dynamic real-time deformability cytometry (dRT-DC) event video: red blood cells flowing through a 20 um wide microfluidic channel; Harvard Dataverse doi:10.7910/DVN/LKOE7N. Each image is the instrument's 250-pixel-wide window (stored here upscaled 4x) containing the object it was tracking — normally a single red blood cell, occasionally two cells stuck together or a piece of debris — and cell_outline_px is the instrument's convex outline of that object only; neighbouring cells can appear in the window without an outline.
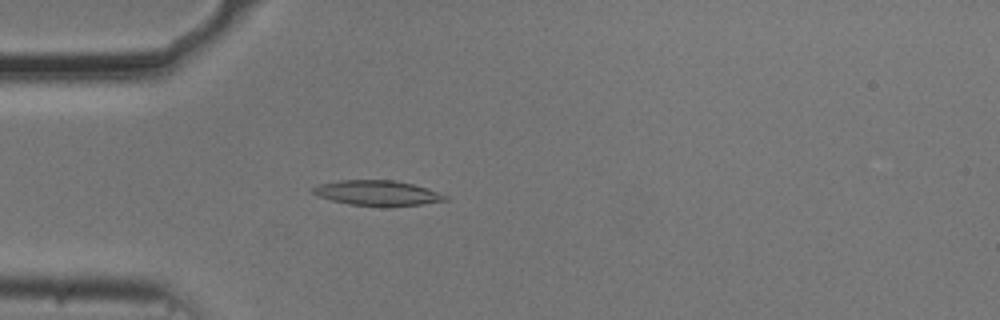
{"species": "common noctule bat (a hibernating species)", "species_latin": "Nyctalus noctula", "temperature_condition": "cold", "stored_images_in_passage": 28, "camera_frame_rate_fps": 3000, "um_per_image_px": 0.085, "animal": {"sex": "male", "body_mass_g": 20.5, "forearm_length_mm": 52.5}, "frame": {"image": 1, "passage_image": 14, "time_ms": 4.333, "image_size_px": [1000, 320], "cell_outline_px": [[448, 200], [420, 204], [348, 204], [332, 200], [320, 196], [312, 192], [312, 188], [320, 184], [340, 180], [392, 180], [412, 184], [428, 188], [448, 196]], "centroid_in_image_um": [32.08, 16.37], "position_along_channel_um": 52.9, "area_um2": 18.5}}
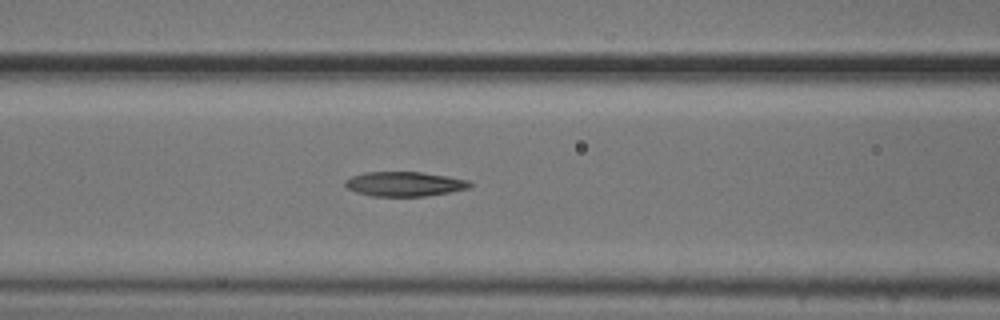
{"frame": {"image": 2, "passage_image": 21, "time_ms": 6.667, "image_size_px": [1000, 320], "cell_outline_px": [[472, 184], [468, 188], [448, 192], [424, 196], [372, 196], [356, 192], [348, 188], [344, 184], [344, 180], [352, 176], [364, 172], [420, 172], [448, 176], [468, 180]], "centroid_in_image_um": [34.35, 15.63], "position_along_channel_um": 132.3, "area_um2": 17.74}}
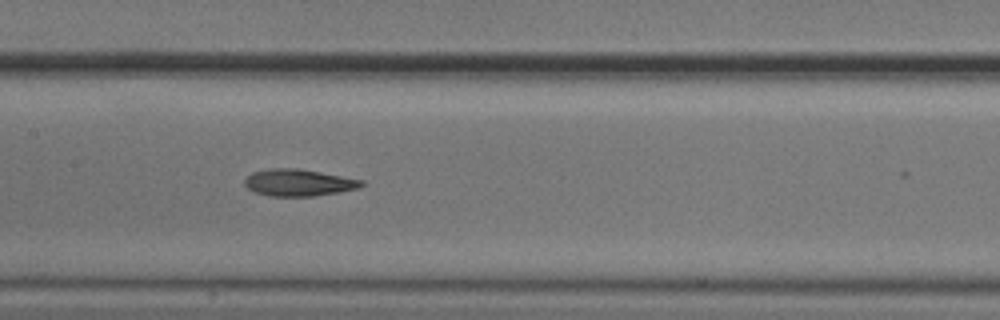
{"frame": {"image": 3, "passage_image": 25, "time_ms": 8.0, "image_size_px": [1000, 320], "cell_outline_px": [[364, 184], [356, 188], [340, 192], [312, 196], [268, 196], [256, 192], [248, 188], [244, 184], [244, 180], [252, 172], [272, 168], [296, 168], [320, 172], [364, 180]], "centroid_in_image_um": [25.37, 15.52], "position_along_channel_um": 182.0, "area_um2": 18.15}}